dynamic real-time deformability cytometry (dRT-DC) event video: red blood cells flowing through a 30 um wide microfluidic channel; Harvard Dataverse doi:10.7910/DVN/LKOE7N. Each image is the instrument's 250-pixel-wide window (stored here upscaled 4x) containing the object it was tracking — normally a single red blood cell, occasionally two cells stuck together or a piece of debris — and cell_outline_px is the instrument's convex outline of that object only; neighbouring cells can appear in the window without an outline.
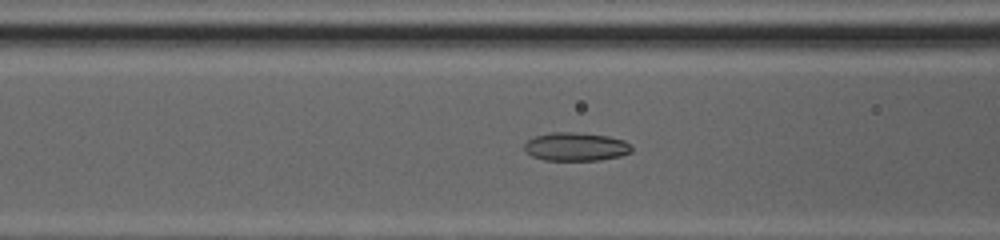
{"species": "common noctule bat (a hibernating species)", "species_latin": "Nyctalus noctula", "temperature_condition": "cold", "stored_images_in_passage": 51, "camera_frame_rate_fps": 3000, "um_per_image_px": 0.085, "animal": {"sex": "female", "body_mass_g": 20.0, "forearm_length_mm": 54.0}, "frame": {"image": 1, "passage_image": 23, "time_ms": 7.333, "image_size_px": [1000, 240], "cell_outline_px": [[632, 152], [620, 156], [600, 160], [544, 160], [532, 156], [524, 152], [524, 144], [528, 140], [536, 136], [552, 132], [576, 132], [608, 136], [624, 140], [632, 144]], "centroid_in_image_um": [48.96, 12.47], "position_along_channel_um": 117.6, "area_um2": 17.92}}
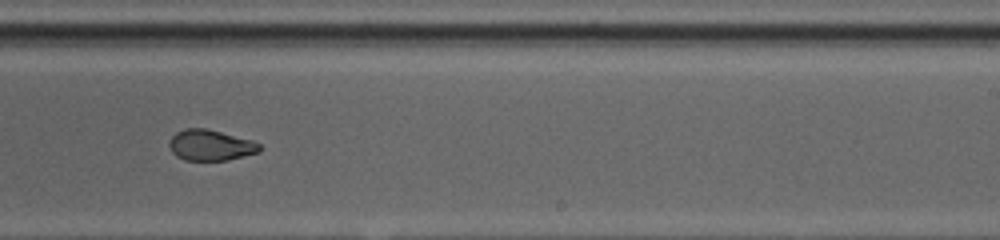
{"frame": {"image": 2, "passage_image": 34, "time_ms": 11.0, "image_size_px": [1000, 240], "cell_outline_px": [[260, 152], [228, 160], [184, 160], [176, 156], [172, 152], [168, 144], [172, 136], [176, 132], [184, 128], [204, 128], [252, 140], [260, 144]], "centroid_in_image_um": [17.88, 12.34], "position_along_channel_um": 271.1, "area_um2": 16.18}}
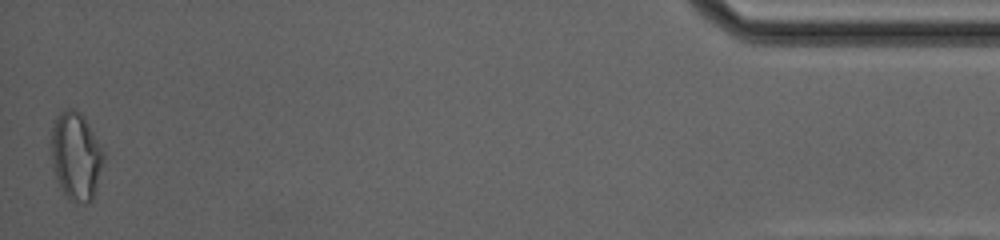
{"frame": {"image": 3, "passage_image": 51, "time_ms": 16.667, "image_size_px": [1000, 240], "cell_outline_px": [[104, 160], [92, 200], [88, 204], [84, 204], [72, 200], [60, 188], [52, 168], [52, 128], [56, 116], [60, 112], [68, 108], [76, 108], [84, 116], [100, 144], [104, 152]], "centroid_in_image_um": [6.46, 13.24], "position_along_channel_um": 428.7, "area_um2": 26.76}, "authors_computed_cell_mechanics": {"area_um2": 18.8428, "velocity_mm_per_s": 4.1894, "shape_relaxation_time_tau1_ms": null, "shape_relaxation_time_tau2_ms": 1.719, "deformation_change_tau1": null, "deformation_change_tau2": 0.0632}}